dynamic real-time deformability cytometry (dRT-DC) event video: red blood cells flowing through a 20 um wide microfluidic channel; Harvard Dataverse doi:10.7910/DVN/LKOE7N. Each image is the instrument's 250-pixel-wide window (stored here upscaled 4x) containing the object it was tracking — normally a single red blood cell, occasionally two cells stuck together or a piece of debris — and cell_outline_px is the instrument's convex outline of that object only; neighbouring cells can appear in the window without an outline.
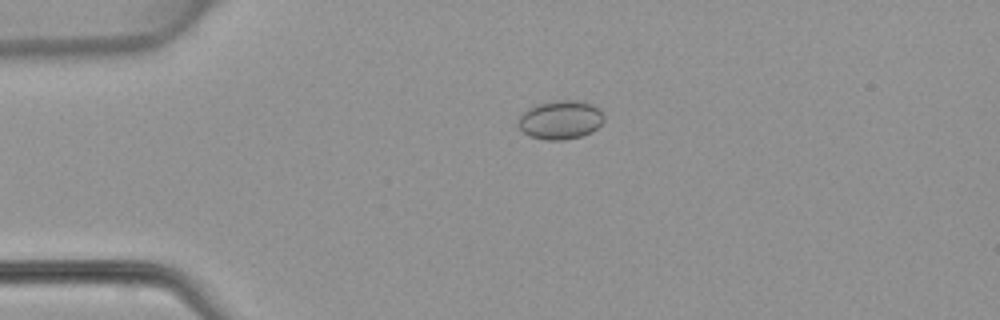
{"species": "common noctule bat (a hibernating species)", "species_latin": "Nyctalus noctula", "temperature_condition": "warm", "stored_images_in_passage": 49, "camera_frame_rate_fps": 3000, "um_per_image_px": 0.085, "animal": {"sex": "female", "body_mass_g": 22.7, "forearm_length_mm": 54.2}, "frame": {"image": 1, "passage_image": 12, "time_ms": 3.667, "image_size_px": [1000, 320], "cell_outline_px": [[604, 120], [592, 132], [580, 136], [564, 140], [544, 140], [528, 136], [516, 124], [520, 116], [528, 108], [536, 104], [556, 100], [576, 100], [592, 104], [600, 108], [604, 112]], "centroid_in_image_um": [47.64, 10.18], "position_along_channel_um": 37.4, "area_um2": 19.59}}
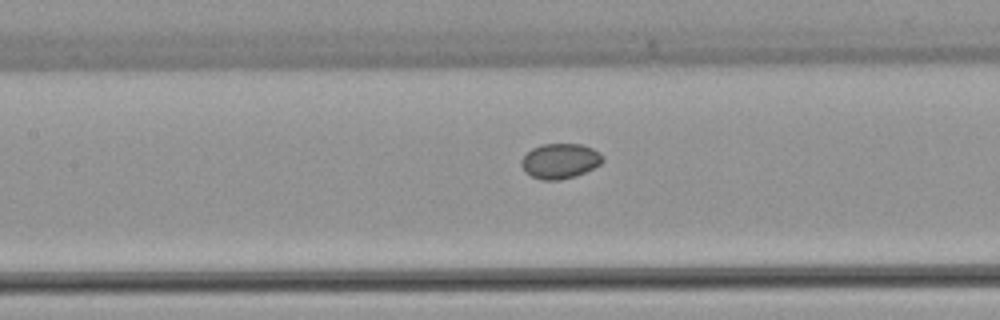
{"frame": {"image": 2, "passage_image": 23, "time_ms": 7.333, "image_size_px": [1000, 320], "cell_outline_px": [[604, 160], [600, 164], [576, 176], [560, 180], [540, 180], [524, 172], [520, 164], [520, 160], [532, 148], [540, 144], [580, 144], [592, 148], [600, 152], [604, 156]], "centroid_in_image_um": [47.59, 13.69], "position_along_channel_um": 159.8, "area_um2": 16.76}}
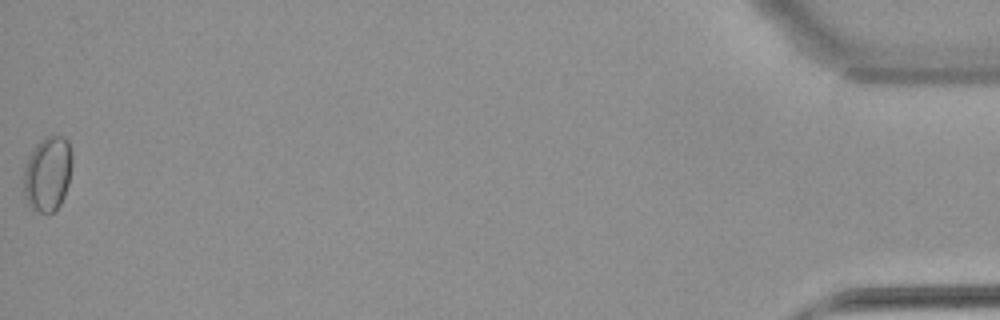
{"frame": {"image": 3, "passage_image": 49, "time_ms": 16.0, "image_size_px": [1000, 320], "cell_outline_px": [[72, 164], [68, 184], [64, 196], [56, 212], [48, 216], [32, 208], [28, 204], [24, 196], [24, 168], [28, 156], [36, 144], [44, 136], [64, 136], [68, 140], [72, 156]], "centroid_in_image_um": [4.06, 14.79], "position_along_channel_um": 431.1, "area_um2": 21.56}}